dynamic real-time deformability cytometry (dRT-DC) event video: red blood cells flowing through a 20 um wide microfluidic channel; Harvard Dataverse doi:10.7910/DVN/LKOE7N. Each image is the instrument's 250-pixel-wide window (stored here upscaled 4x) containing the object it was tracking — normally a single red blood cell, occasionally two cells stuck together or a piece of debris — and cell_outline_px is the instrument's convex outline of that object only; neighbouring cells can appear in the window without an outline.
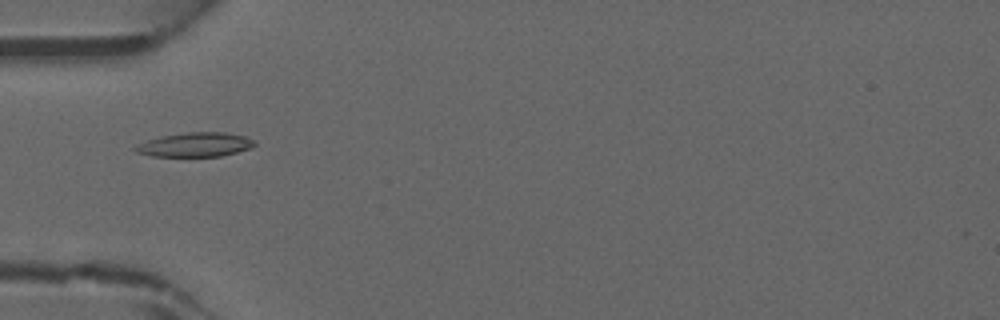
{"species": "common noctule bat (a hibernating species)", "species_latin": "Nyctalus noctula", "temperature_condition": "warm", "stored_images_in_passage": 45, "camera_frame_rate_fps": 3000, "um_per_image_px": 0.085, "animal": {"sex": "male", "forearm_length_mm": 52.5}, "frame": {"image": 1, "passage_image": 15, "time_ms": 4.667, "image_size_px": [1000, 320], "cell_outline_px": [[256, 144], [252, 148], [220, 156], [152, 156], [136, 152], [132, 148], [136, 144], [160, 136], [188, 132], [224, 132], [244, 136], [256, 140]], "centroid_in_image_um": [16.59, 12.29], "position_along_channel_um": 68.4, "area_um2": 16.88}}
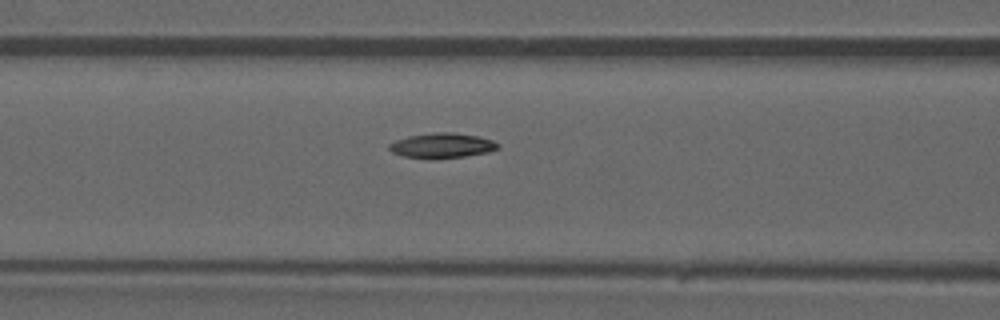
{"frame": {"image": 2, "passage_image": 19, "time_ms": 6.0, "image_size_px": [1000, 320], "cell_outline_px": [[500, 148], [488, 152], [464, 156], [404, 156], [392, 152], [388, 148], [388, 144], [396, 140], [408, 136], [436, 132], [452, 132], [480, 136], [492, 140], [500, 144]], "centroid_in_image_um": [37.62, 12.32], "position_along_channel_um": 129.0, "area_um2": 15.2}}
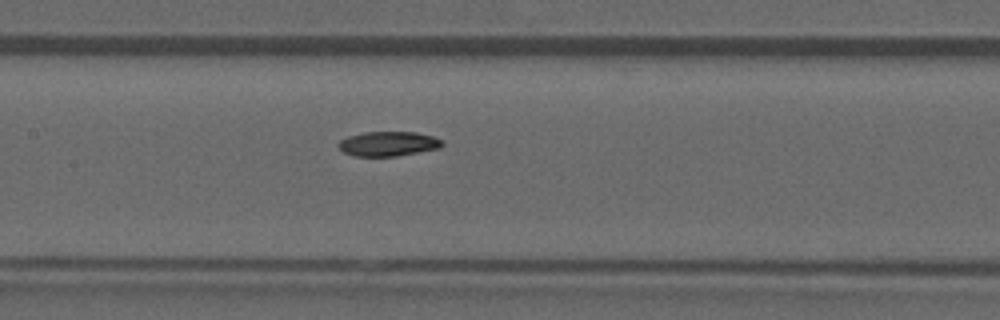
{"frame": {"image": 3, "passage_image": 22, "time_ms": 7.0, "image_size_px": [1000, 320], "cell_outline_px": [[444, 144], [440, 148], [396, 156], [356, 156], [344, 152], [336, 144], [340, 140], [348, 136], [364, 132], [416, 132], [432, 136], [444, 140]], "centroid_in_image_um": [33.02, 12.21], "position_along_channel_um": 174.4, "area_um2": 14.91}}